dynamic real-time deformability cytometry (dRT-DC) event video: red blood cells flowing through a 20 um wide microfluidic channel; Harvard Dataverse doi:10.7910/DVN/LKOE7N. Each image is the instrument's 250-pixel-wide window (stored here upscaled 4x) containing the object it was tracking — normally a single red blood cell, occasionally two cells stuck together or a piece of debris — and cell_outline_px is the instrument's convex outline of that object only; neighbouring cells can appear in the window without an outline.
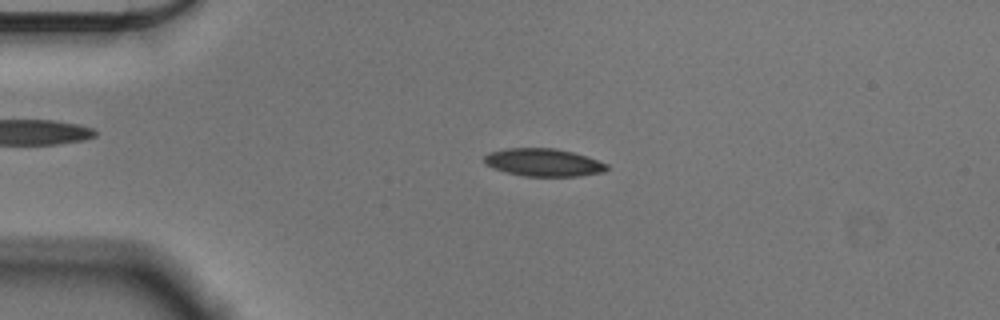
{"species": "Egyptian fruit bat (a non-hibernating species)", "species_latin": "Rousettus aegyptiacus", "temperature_condition": "cold", "stored_images_in_passage": 55, "camera_frame_rate_fps": 3000, "um_per_image_px": 0.085, "animal": {"sex": "male"}, "frame": {"image": 1, "passage_image": 12, "time_ms": 3.667, "image_size_px": [1000, 320], "cell_outline_px": [[608, 168], [604, 172], [580, 176], [524, 176], [492, 168], [484, 164], [484, 156], [488, 152], [508, 148], [556, 148], [588, 156], [608, 164]], "centroid_in_image_um": [46.2, 13.8], "position_along_channel_um": 38.8, "area_um2": 19.94}}
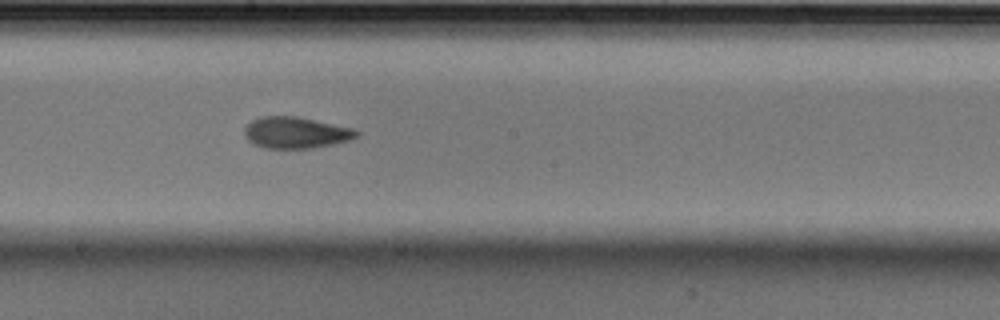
{"frame": {"image": 2, "passage_image": 30, "time_ms": 9.667, "image_size_px": [1000, 320], "cell_outline_px": [[360, 136], [352, 140], [312, 148], [264, 148], [252, 144], [244, 136], [244, 128], [252, 120], [260, 116], [296, 116], [352, 128], [360, 132]], "centroid_in_image_um": [25.14, 11.28], "position_along_channel_um": 223.1, "area_um2": 20.63}}
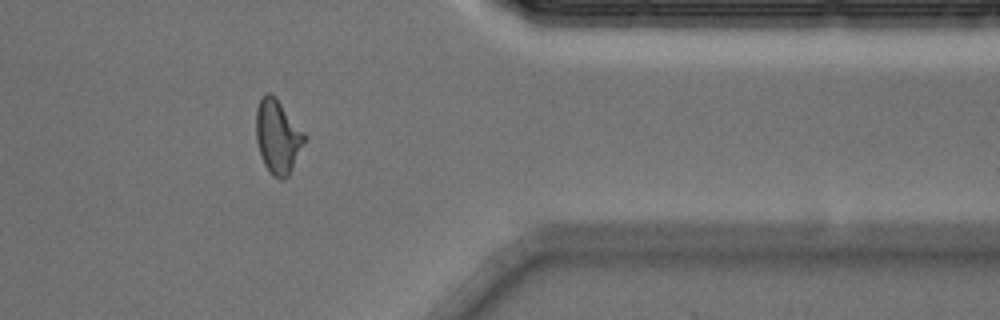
{"frame": {"image": 3, "passage_image": 45, "time_ms": 14.667, "image_size_px": [1000, 320], "cell_outline_px": [[308, 136], [288, 176], [284, 180], [280, 180], [272, 176], [264, 164], [260, 156], [256, 140], [256, 108], [264, 92], [272, 92], [276, 96]], "centroid_in_image_um": [23.61, 11.59], "position_along_channel_um": 387.8, "area_um2": 21.27}, "authors_computed_cell_mechanics": {"area_um2": 20.1144, "velocity_mm_per_s": 3.5842, "shape_relaxation_time_tau1_ms": 3.9328, "shape_relaxation_time_tau2_ms": 1.7654, "deformation_change_tau1": 0.135, "deformation_change_tau2": 0.0793}}